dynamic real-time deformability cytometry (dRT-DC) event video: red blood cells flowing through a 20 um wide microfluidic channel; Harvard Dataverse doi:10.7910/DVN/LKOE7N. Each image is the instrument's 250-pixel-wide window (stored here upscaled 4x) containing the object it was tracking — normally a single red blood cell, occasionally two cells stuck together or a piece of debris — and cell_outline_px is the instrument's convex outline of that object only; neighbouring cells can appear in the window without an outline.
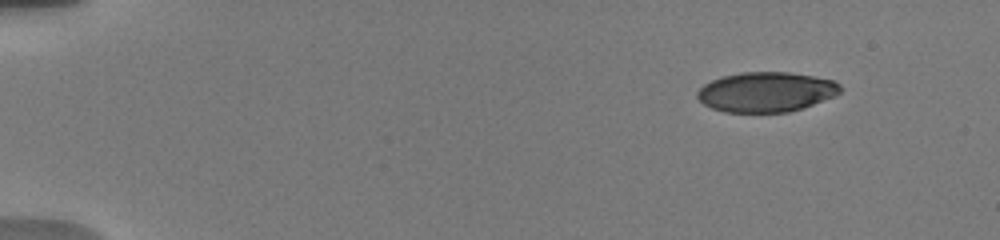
{"species": "human", "species_latin": "Homo sapiens", "temperature_condition": "warm", "stored_images_in_passage": 43, "camera_frame_rate_fps": 3000, "um_per_image_px": 0.085, "donor": {"sex": "male"}, "frame": {"image": 1, "passage_image": 1, "time_ms": 0.0, "image_size_px": [1000, 240], "cell_outline_px": [[840, 92], [836, 96], [804, 108], [788, 112], [724, 112], [712, 108], [704, 104], [696, 96], [696, 92], [704, 84], [712, 80], [724, 76], [740, 72], [788, 72], [812, 76], [832, 80], [840, 84]], "centroid_in_image_um": [65.13, 7.82], "position_along_channel_um": 19.9, "area_um2": 33.29}}
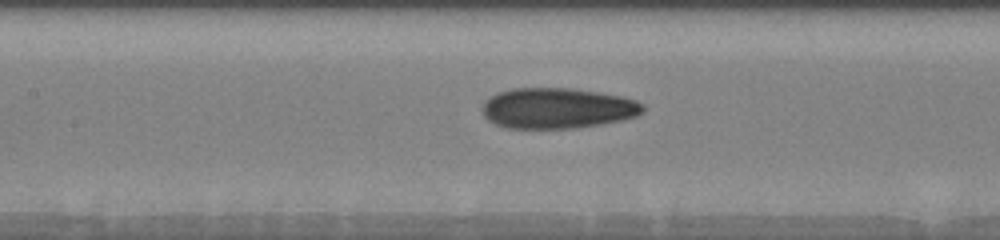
{"frame": {"image": 2, "passage_image": 18, "time_ms": 7.0, "image_size_px": [1000, 240], "cell_outline_px": [[644, 112], [636, 116], [620, 120], [600, 124], [576, 128], [508, 128], [496, 124], [488, 120], [484, 116], [480, 108], [484, 100], [488, 96], [496, 92], [512, 88], [572, 88], [620, 96], [636, 100], [644, 104]], "centroid_in_image_um": [47.33, 9.19], "position_along_channel_um": 160.1, "area_um2": 38.26}}
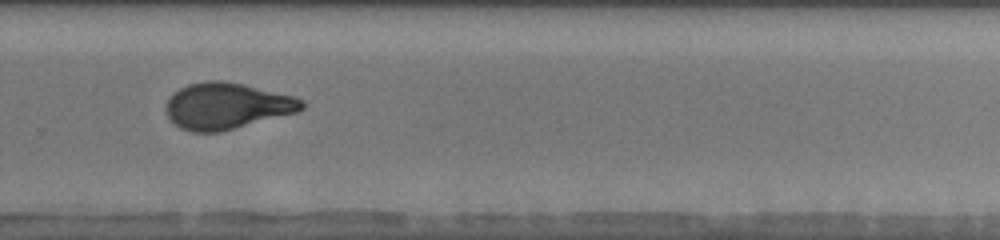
{"frame": {"image": 3, "passage_image": 30, "time_ms": 11.0, "image_size_px": [1000, 240], "cell_outline_px": [[304, 108], [296, 112], [220, 132], [192, 132], [180, 128], [168, 116], [164, 108], [168, 100], [180, 88], [188, 84], [208, 80], [220, 80], [244, 84], [292, 96], [304, 100]], "centroid_in_image_um": [19.26, 9.0], "position_along_channel_um": 310.5, "area_um2": 36.3}, "authors_computed_cell_mechanics": {"area_um2": 36.4718, "velocity_mm_per_s": 3.781, "shape_relaxation_time_tau1_ms": 7.4507, "shape_relaxation_time_tau2_ms": 1.5307, "deformation_change_tau1": 0.2472, "deformation_change_tau2": 0.0807}}